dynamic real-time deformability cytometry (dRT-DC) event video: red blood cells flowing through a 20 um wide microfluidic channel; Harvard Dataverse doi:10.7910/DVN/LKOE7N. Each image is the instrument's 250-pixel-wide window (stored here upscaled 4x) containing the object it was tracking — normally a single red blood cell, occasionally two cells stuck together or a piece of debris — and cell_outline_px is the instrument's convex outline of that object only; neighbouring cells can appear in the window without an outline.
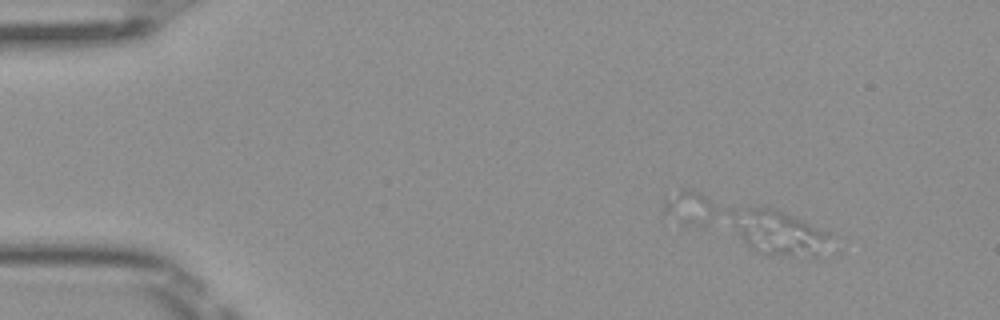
{"species": "Egyptian fruit bat (a non-hibernating species)", "species_latin": "Rousettus aegyptiacus", "temperature_condition": "room temperature", "stored_images_in_passage": 4, "camera_frame_rate_fps": 3000, "um_per_image_px": 0.085, "frame": {"image": 1, "passage_image": 1, "time_ms": 0.0, "image_size_px": [1000, 320], "cell_outline_px": [[828, 236], [824, 252], [816, 256], [812, 256], [764, 252], [752, 248], [700, 224], [680, 196], [680, 188], [684, 188], [776, 208], [828, 232]], "centroid_in_image_um": [64.25, 19.09], "position_along_channel_um": 20.8, "area_um2": 38.21}}